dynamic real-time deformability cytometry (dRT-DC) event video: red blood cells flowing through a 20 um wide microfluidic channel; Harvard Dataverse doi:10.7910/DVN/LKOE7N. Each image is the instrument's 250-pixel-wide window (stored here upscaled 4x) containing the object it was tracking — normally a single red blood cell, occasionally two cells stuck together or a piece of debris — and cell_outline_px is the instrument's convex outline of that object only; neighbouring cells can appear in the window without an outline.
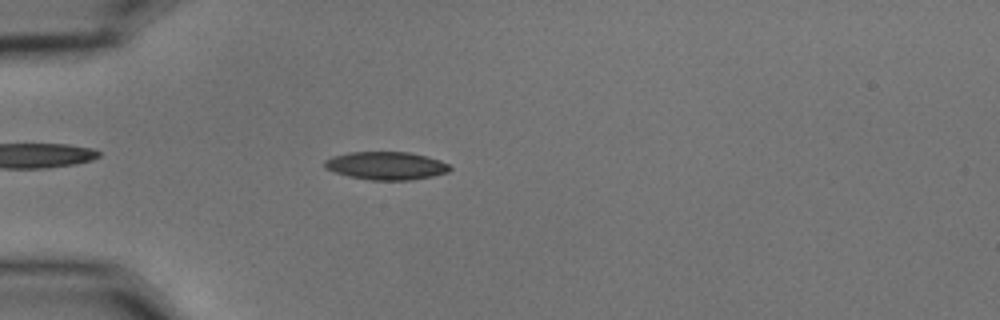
{"species": "common noctule bat (a hibernating species)", "species_latin": "Nyctalus noctula", "temperature_condition": "cold", "stored_images_in_passage": 48, "camera_frame_rate_fps": 3000, "um_per_image_px": 0.085, "animal": {"sex": "male", "body_mass_g": 15.6}, "frame": {"image": 1, "passage_image": 8, "time_ms": 2.333, "image_size_px": [1000, 320], "cell_outline_px": [[452, 168], [448, 172], [432, 176], [412, 180], [372, 180], [348, 176], [324, 168], [324, 160], [332, 156], [348, 152], [408, 152], [440, 160], [448, 164]], "centroid_in_image_um": [32.8, 14.08], "position_along_channel_um": 52.2, "area_um2": 20.4}}
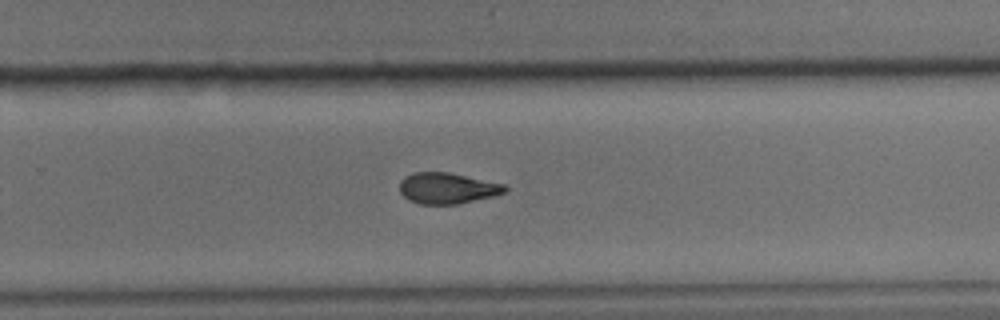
{"frame": {"image": 2, "passage_image": 29, "time_ms": 9.333, "image_size_px": [1000, 320], "cell_outline_px": [[508, 188], [504, 192], [492, 196], [456, 204], [420, 204], [408, 200], [400, 192], [400, 180], [404, 176], [412, 172], [448, 172], [504, 184]], "centroid_in_image_um": [37.97, 15.99], "position_along_channel_um": 291.8, "area_um2": 18.9}}
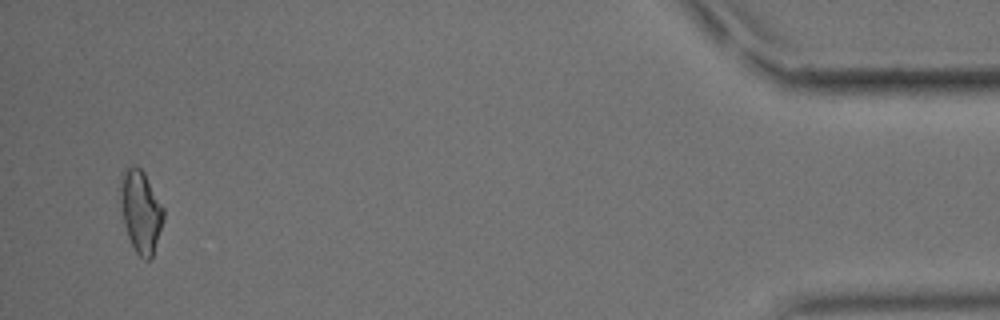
{"frame": {"image": 3, "passage_image": 46, "time_ms": 15.0, "image_size_px": [1000, 320], "cell_outline_px": [[164, 220], [152, 256], [148, 260], [144, 260], [136, 252], [128, 236], [124, 224], [120, 204], [120, 188], [124, 172], [132, 164], [140, 168], [144, 172], [164, 208]], "centroid_in_image_um": [11.97, 17.97], "position_along_channel_um": 423.2, "area_um2": 20.46}, "authors_computed_cell_mechanics": {"area_um2": 19.7676, "velocity_mm_per_s": 3.6022, "shape_relaxation_time_tau1_ms": null, "shape_relaxation_time_tau2_ms": 10.4982, "deformation_change_tau1": null, "deformation_change_tau2": 0.176}}